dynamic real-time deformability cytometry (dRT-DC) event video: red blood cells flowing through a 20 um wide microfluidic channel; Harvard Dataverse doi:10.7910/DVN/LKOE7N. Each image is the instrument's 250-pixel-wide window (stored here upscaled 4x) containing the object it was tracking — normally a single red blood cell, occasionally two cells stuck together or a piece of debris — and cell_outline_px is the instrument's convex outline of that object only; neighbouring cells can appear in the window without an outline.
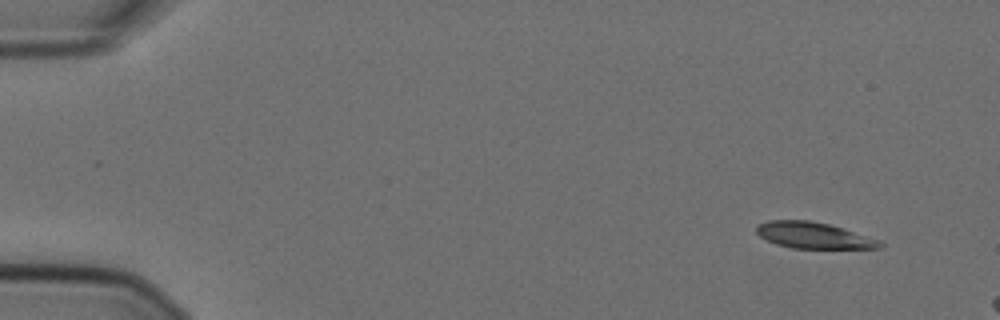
{"species": "Egyptian fruit bat (a non-hibernating species)", "species_latin": "Rousettus aegyptiacus", "temperature_condition": "cold", "stored_images_in_passage": 11, "camera_frame_rate_fps": 3000, "um_per_image_px": 0.085, "animal": {"sex": "female"}, "frame": {"image": 1, "passage_image": 4, "time_ms": 1.0, "image_size_px": [1000, 320], "cell_outline_px": [[884, 244], [880, 248], [792, 248], [776, 244], [760, 236], [756, 232], [756, 224], [768, 220], [808, 220], [828, 224], [880, 240]], "centroid_in_image_um": [69.11, 20.0], "position_along_channel_um": 15.9, "area_um2": 18.67}}